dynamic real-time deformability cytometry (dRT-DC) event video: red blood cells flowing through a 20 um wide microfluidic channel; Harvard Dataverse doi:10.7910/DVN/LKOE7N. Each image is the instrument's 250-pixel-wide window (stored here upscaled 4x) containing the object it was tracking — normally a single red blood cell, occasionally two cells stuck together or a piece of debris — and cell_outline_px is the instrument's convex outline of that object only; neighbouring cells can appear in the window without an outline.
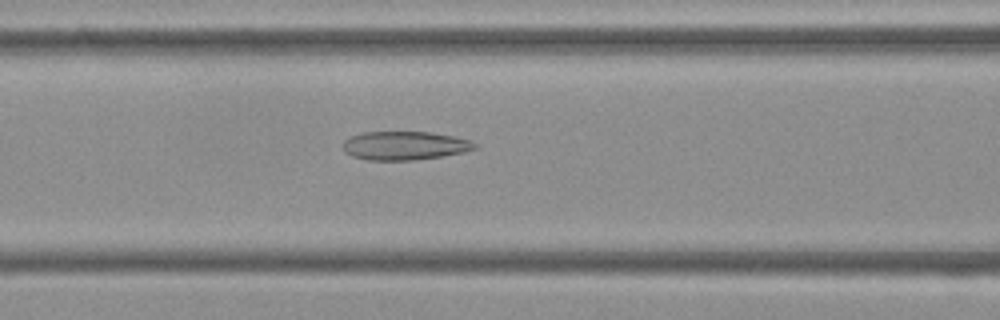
{"species": "Egyptian fruit bat (a non-hibernating species)", "species_latin": "Rousettus aegyptiacus", "temperature_condition": "cold", "stored_images_in_passage": 48, "camera_frame_rate_fps": 3000, "um_per_image_px": 0.085, "frame": {"image": 1, "passage_image": 17, "time_ms": 5.333, "image_size_px": [1000, 320], "cell_outline_px": [[476, 148], [464, 152], [440, 156], [412, 160], [368, 160], [352, 156], [344, 152], [340, 144], [348, 136], [360, 132], [432, 132], [456, 136], [472, 140], [476, 144]], "centroid_in_image_um": [34.35, 12.36], "position_along_channel_um": 132.3, "area_um2": 22.31}}
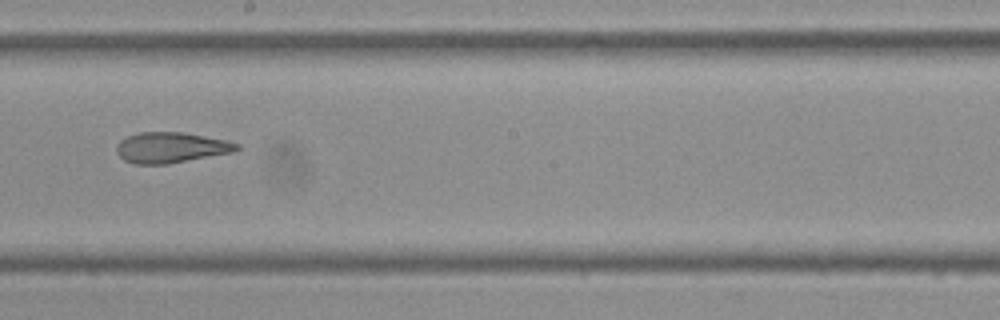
{"frame": {"image": 2, "passage_image": 25, "time_ms": 8.0, "image_size_px": [1000, 320], "cell_outline_px": [[240, 148], [236, 152], [168, 164], [132, 164], [124, 160], [116, 152], [116, 144], [120, 140], [128, 136], [140, 132], [184, 132], [228, 140], [240, 144]], "centroid_in_image_um": [14.56, 12.54], "position_along_channel_um": 233.6, "area_um2": 21.79}}
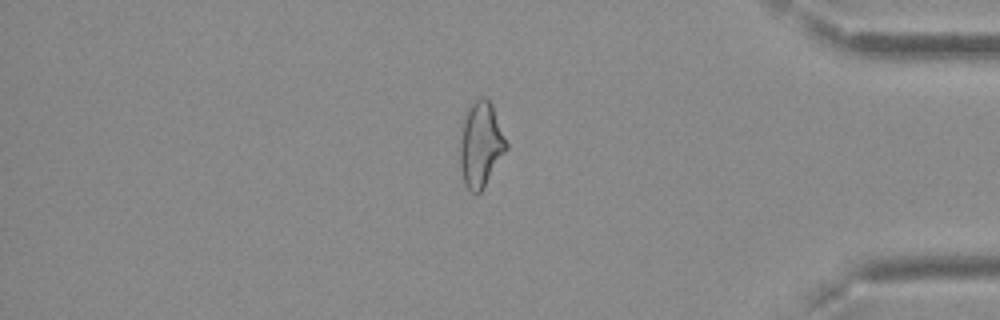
{"frame": {"image": 3, "passage_image": 40, "time_ms": 13.0, "image_size_px": [1000, 320], "cell_outline_px": [[508, 148], [484, 188], [480, 192], [472, 192], [464, 184], [460, 168], [460, 140], [464, 120], [468, 104], [480, 96], [484, 96], [492, 104], [508, 144]], "centroid_in_image_um": [40.87, 12.27], "position_along_channel_um": 394.3, "area_um2": 23.12}, "authors_computed_cell_mechanics": {"area_um2": 23.0044, "velocity_mm_per_s": 3.8054, "shape_relaxation_time_tau1_ms": null, "shape_relaxation_time_tau2_ms": 3.8629, "deformation_change_tau1": null, "deformation_change_tau2": 0.1321}}